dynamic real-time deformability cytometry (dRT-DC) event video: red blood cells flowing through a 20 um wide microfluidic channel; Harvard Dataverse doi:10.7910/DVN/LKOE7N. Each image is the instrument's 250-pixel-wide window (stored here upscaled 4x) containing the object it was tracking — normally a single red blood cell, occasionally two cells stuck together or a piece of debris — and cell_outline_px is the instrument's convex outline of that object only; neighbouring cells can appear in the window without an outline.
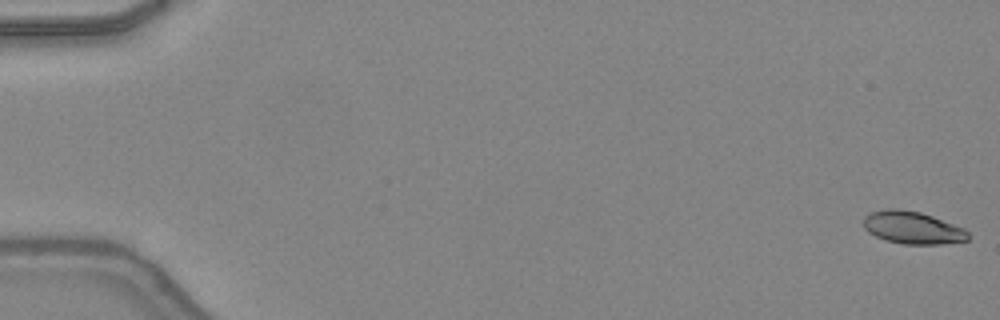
{"species": "common noctule bat (a hibernating species)", "species_latin": "Nyctalus noctula", "temperature_condition": "warm", "stored_images_in_passage": 4, "camera_frame_rate_fps": 3000, "um_per_image_px": 0.085, "animal": {"sex": "female", "body_mass_g": 24.6, "forearm_length_mm": 56.2}, "frame": {"image": 1, "passage_image": 1, "time_ms": 0.0, "image_size_px": [1000, 320], "cell_outline_px": [[968, 240], [940, 244], [904, 244], [888, 240], [876, 236], [868, 232], [864, 228], [864, 216], [872, 212], [888, 208], [896, 208], [920, 212], [932, 216], [964, 228], [968, 232]], "centroid_in_image_um": [77.56, 19.34], "position_along_channel_um": 7.4, "area_um2": 19.59}}